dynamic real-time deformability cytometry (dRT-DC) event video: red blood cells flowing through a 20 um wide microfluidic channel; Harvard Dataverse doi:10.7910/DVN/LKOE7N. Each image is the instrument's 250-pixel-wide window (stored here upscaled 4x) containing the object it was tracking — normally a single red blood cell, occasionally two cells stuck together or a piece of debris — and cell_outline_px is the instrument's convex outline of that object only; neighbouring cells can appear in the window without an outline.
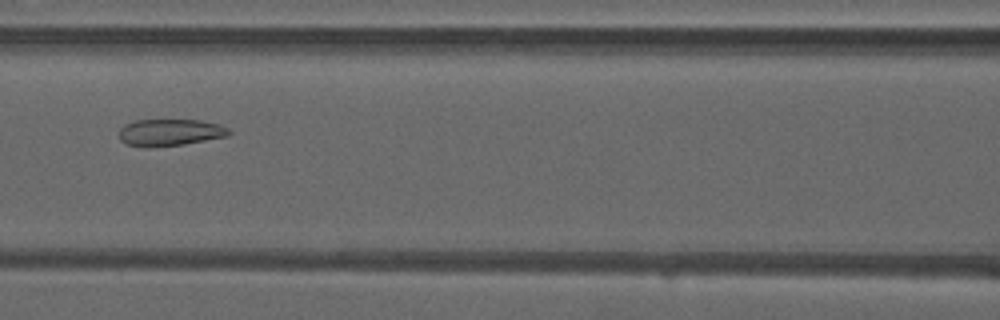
{"species": "common noctule bat (a hibernating species)", "species_latin": "Nyctalus noctula", "temperature_condition": "warm", "stored_images_in_passage": 45, "camera_frame_rate_fps": 3000, "um_per_image_px": 0.085, "animal": {"sex": "male", "forearm_length_mm": 52.5}, "frame": {"image": 1, "passage_image": 18, "time_ms": 5.667, "image_size_px": [1000, 320], "cell_outline_px": [[232, 132], [228, 136], [184, 144], [148, 148], [124, 144], [120, 140], [120, 128], [124, 124], [136, 120], [200, 120], [216, 124], [228, 128]], "centroid_in_image_um": [14.41, 11.27], "position_along_channel_um": 152.2, "area_um2": 17.28}}
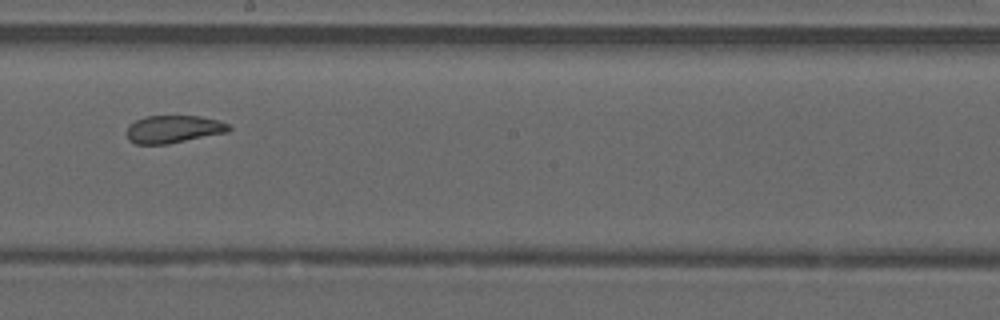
{"frame": {"image": 2, "passage_image": 24, "time_ms": 7.667, "image_size_px": [1000, 320], "cell_outline_px": [[232, 128], [228, 132], [168, 144], [136, 144], [128, 140], [124, 132], [128, 124], [144, 116], [200, 116], [220, 120], [228, 124]], "centroid_in_image_um": [14.7, 10.98], "position_along_channel_um": 233.5, "area_um2": 16.76}}
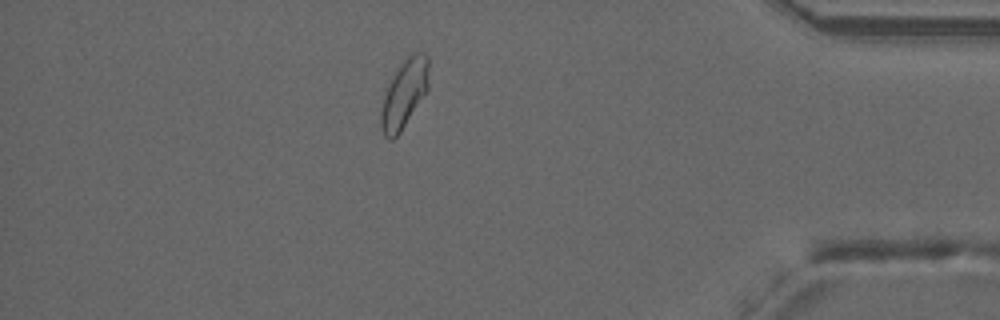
{"frame": {"image": 3, "passage_image": 39, "time_ms": 12.667, "image_size_px": [1000, 320], "cell_outline_px": [[428, 88], [400, 132], [392, 140], [388, 140], [384, 136], [380, 128], [380, 112], [384, 96], [388, 84], [392, 76], [400, 64], [408, 56], [416, 52], [424, 52], [428, 56]], "centroid_in_image_um": [34.33, 7.98], "position_along_channel_um": 400.9, "area_um2": 18.84}, "authors_computed_cell_mechanics": {"area_um2": 18.8428, "velocity_mm_per_s": 4.0769, "shape_relaxation_time_tau1_ms": null, "shape_relaxation_time_tau2_ms": 1.2159, "deformation_change_tau1": null, "deformation_change_tau2": 0.0658}}